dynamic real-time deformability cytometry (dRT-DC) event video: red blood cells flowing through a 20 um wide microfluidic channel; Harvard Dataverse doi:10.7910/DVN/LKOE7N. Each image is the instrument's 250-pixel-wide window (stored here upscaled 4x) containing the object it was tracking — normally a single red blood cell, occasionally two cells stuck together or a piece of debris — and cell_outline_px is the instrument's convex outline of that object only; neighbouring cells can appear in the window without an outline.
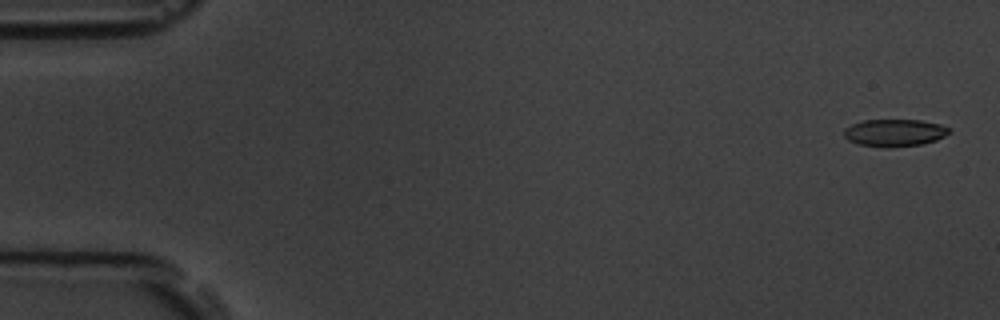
{"species": "common noctule bat (a hibernating species)", "species_latin": "Nyctalus noctula", "temperature_condition": "room temperature", "stored_images_in_passage": 6, "camera_frame_rate_fps": 3000, "um_per_image_px": 0.085, "animal": {"sex": "male", "body_mass_g": 19.5, "forearm_length_mm": 54.6}, "frame": {"image": 1, "passage_image": 1, "time_ms": 0.0, "image_size_px": [1000, 320], "cell_outline_px": [[952, 132], [936, 140], [920, 144], [888, 148], [860, 144], [848, 140], [844, 136], [844, 128], [852, 124], [864, 120], [920, 120], [940, 124], [952, 128]], "centroid_in_image_um": [76.06, 11.28], "position_along_channel_um": 8.9, "area_um2": 16.76}}